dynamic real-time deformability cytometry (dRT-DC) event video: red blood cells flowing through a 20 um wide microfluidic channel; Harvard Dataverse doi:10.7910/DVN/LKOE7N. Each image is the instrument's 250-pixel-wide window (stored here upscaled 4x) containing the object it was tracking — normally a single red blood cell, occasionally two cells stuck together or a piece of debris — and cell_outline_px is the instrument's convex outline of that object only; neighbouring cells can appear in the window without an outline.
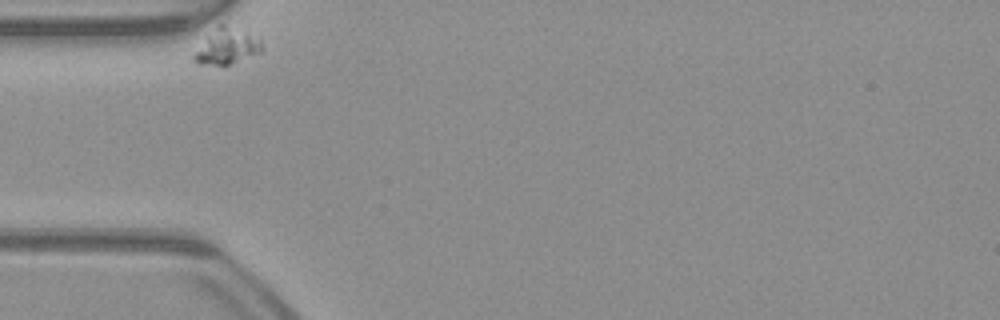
{"species": "common noctule bat (a hibernating species)", "species_latin": "Nyctalus noctula", "temperature_condition": "warm", "stored_images_in_passage": 32, "camera_frame_rate_fps": 3000, "um_per_image_px": 0.085, "animal": {"sex": "male", "body_mass_g": 23.1, "forearm_length_mm": 52.7}, "frame": {"image": 1, "passage_image": 1, "time_ms": 0.0, "image_size_px": [1000, 320], "cell_outline_px": [[264, 48], [260, 52], [228, 64], [200, 64], [192, 60], [192, 56], [220, 24], [224, 24], [260, 40]], "centroid_in_image_um": [19.28, 3.98], "position_along_channel_um": 65.7, "area_um2": 13.01}}
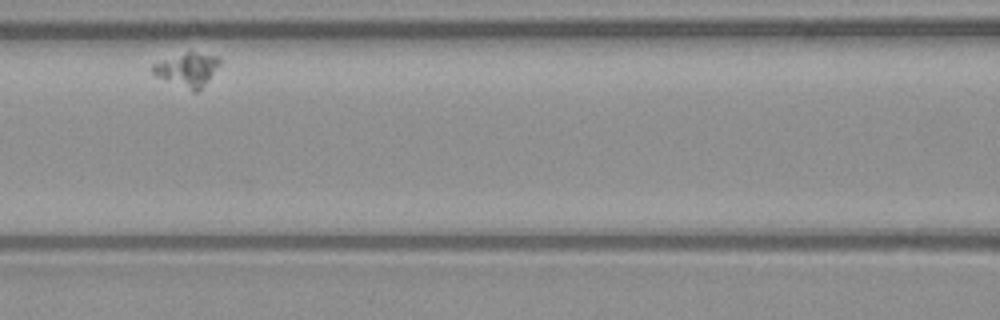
{"frame": {"image": 2, "passage_image": 10, "time_ms": 3.0, "image_size_px": [1000, 320], "cell_outline_px": [[220, 64], [208, 80], [196, 92], [156, 76], [152, 72], [152, 64], [188, 52], [192, 52], [216, 56], [220, 60]], "centroid_in_image_um": [15.93, 5.92], "position_along_channel_um": 150.7, "area_um2": 12.48}}
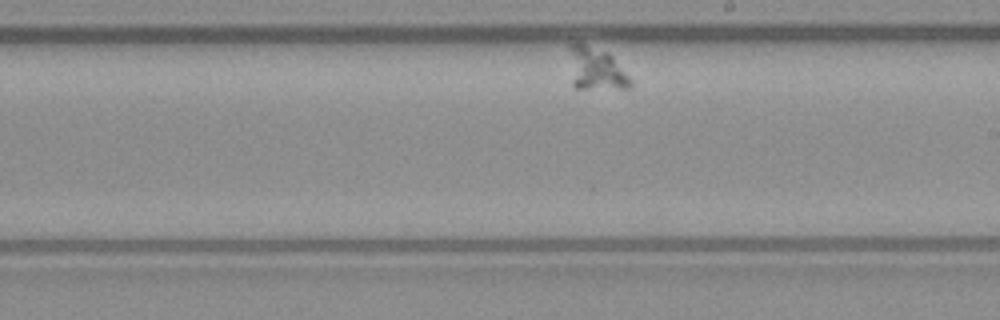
{"frame": {"image": 3, "passage_image": 19, "time_ms": 6.0, "image_size_px": [1000, 320], "cell_outline_px": [[632, 84], [628, 88], [576, 88], [572, 84], [568, 48], [568, 44], [584, 44], [608, 52], [612, 56], [632, 80]], "centroid_in_image_um": [50.63, 5.84], "position_along_channel_um": 238.4, "area_um2": 15.14}}